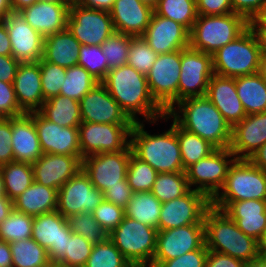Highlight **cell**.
Segmentation results:
<instances>
[{"instance_id": "7402d4cb", "label": "cell", "mask_w": 266, "mask_h": 267, "mask_svg": "<svg viewBox=\"0 0 266 267\" xmlns=\"http://www.w3.org/2000/svg\"><path fill=\"white\" fill-rule=\"evenodd\" d=\"M142 37L158 54L172 53L189 47V31L174 20L154 12Z\"/></svg>"}, {"instance_id": "1f68e13d", "label": "cell", "mask_w": 266, "mask_h": 267, "mask_svg": "<svg viewBox=\"0 0 266 267\" xmlns=\"http://www.w3.org/2000/svg\"><path fill=\"white\" fill-rule=\"evenodd\" d=\"M58 190L34 181L13 200L14 210L30 216H38L57 209Z\"/></svg>"}, {"instance_id": "836d02e7", "label": "cell", "mask_w": 266, "mask_h": 267, "mask_svg": "<svg viewBox=\"0 0 266 267\" xmlns=\"http://www.w3.org/2000/svg\"><path fill=\"white\" fill-rule=\"evenodd\" d=\"M38 112L61 127H79L82 122L79 101L64 95L45 100Z\"/></svg>"}, {"instance_id": "2a66077c", "label": "cell", "mask_w": 266, "mask_h": 267, "mask_svg": "<svg viewBox=\"0 0 266 267\" xmlns=\"http://www.w3.org/2000/svg\"><path fill=\"white\" fill-rule=\"evenodd\" d=\"M140 1L154 8L159 0H140Z\"/></svg>"}, {"instance_id": "8c879c8a", "label": "cell", "mask_w": 266, "mask_h": 267, "mask_svg": "<svg viewBox=\"0 0 266 267\" xmlns=\"http://www.w3.org/2000/svg\"><path fill=\"white\" fill-rule=\"evenodd\" d=\"M12 12L10 0H0V19Z\"/></svg>"}, {"instance_id": "5b68a950", "label": "cell", "mask_w": 266, "mask_h": 267, "mask_svg": "<svg viewBox=\"0 0 266 267\" xmlns=\"http://www.w3.org/2000/svg\"><path fill=\"white\" fill-rule=\"evenodd\" d=\"M248 28V21L241 15H198L189 32V46L212 55L235 40Z\"/></svg>"}, {"instance_id": "ab89813d", "label": "cell", "mask_w": 266, "mask_h": 267, "mask_svg": "<svg viewBox=\"0 0 266 267\" xmlns=\"http://www.w3.org/2000/svg\"><path fill=\"white\" fill-rule=\"evenodd\" d=\"M191 190L186 172L158 173L151 193L161 202L182 197Z\"/></svg>"}, {"instance_id": "003e7915", "label": "cell", "mask_w": 266, "mask_h": 267, "mask_svg": "<svg viewBox=\"0 0 266 267\" xmlns=\"http://www.w3.org/2000/svg\"><path fill=\"white\" fill-rule=\"evenodd\" d=\"M0 267H13L10 243L0 239Z\"/></svg>"}, {"instance_id": "8d00e7d4", "label": "cell", "mask_w": 266, "mask_h": 267, "mask_svg": "<svg viewBox=\"0 0 266 267\" xmlns=\"http://www.w3.org/2000/svg\"><path fill=\"white\" fill-rule=\"evenodd\" d=\"M175 133L180 144L182 164L185 170L199 160L208 157L216 150L208 141L202 139L197 134L185 130L176 122Z\"/></svg>"}, {"instance_id": "11a10c76", "label": "cell", "mask_w": 266, "mask_h": 267, "mask_svg": "<svg viewBox=\"0 0 266 267\" xmlns=\"http://www.w3.org/2000/svg\"><path fill=\"white\" fill-rule=\"evenodd\" d=\"M11 118H0V166L13 162Z\"/></svg>"}, {"instance_id": "9c48e42d", "label": "cell", "mask_w": 266, "mask_h": 267, "mask_svg": "<svg viewBox=\"0 0 266 267\" xmlns=\"http://www.w3.org/2000/svg\"><path fill=\"white\" fill-rule=\"evenodd\" d=\"M236 160L229 148L216 149L186 169L189 186L212 200L223 188L230 166Z\"/></svg>"}, {"instance_id": "2e32d148", "label": "cell", "mask_w": 266, "mask_h": 267, "mask_svg": "<svg viewBox=\"0 0 266 267\" xmlns=\"http://www.w3.org/2000/svg\"><path fill=\"white\" fill-rule=\"evenodd\" d=\"M129 146L126 150L86 156L82 160V169L89 176L95 188L104 193L108 187L121 185L126 180L129 158L132 154Z\"/></svg>"}, {"instance_id": "d6a6232c", "label": "cell", "mask_w": 266, "mask_h": 267, "mask_svg": "<svg viewBox=\"0 0 266 267\" xmlns=\"http://www.w3.org/2000/svg\"><path fill=\"white\" fill-rule=\"evenodd\" d=\"M235 87L247 115L266 112V81L258 73L236 77Z\"/></svg>"}, {"instance_id": "ffe728a7", "label": "cell", "mask_w": 266, "mask_h": 267, "mask_svg": "<svg viewBox=\"0 0 266 267\" xmlns=\"http://www.w3.org/2000/svg\"><path fill=\"white\" fill-rule=\"evenodd\" d=\"M82 122L133 124L117 101L101 83H97L79 101Z\"/></svg>"}, {"instance_id": "44dd1931", "label": "cell", "mask_w": 266, "mask_h": 267, "mask_svg": "<svg viewBox=\"0 0 266 267\" xmlns=\"http://www.w3.org/2000/svg\"><path fill=\"white\" fill-rule=\"evenodd\" d=\"M34 121L43 154L81 157L78 127H61L39 112L28 113Z\"/></svg>"}, {"instance_id": "d590c367", "label": "cell", "mask_w": 266, "mask_h": 267, "mask_svg": "<svg viewBox=\"0 0 266 267\" xmlns=\"http://www.w3.org/2000/svg\"><path fill=\"white\" fill-rule=\"evenodd\" d=\"M3 176L6 196L14 200L22 194L33 182L32 164L24 162H10L0 166Z\"/></svg>"}, {"instance_id": "3957f363", "label": "cell", "mask_w": 266, "mask_h": 267, "mask_svg": "<svg viewBox=\"0 0 266 267\" xmlns=\"http://www.w3.org/2000/svg\"><path fill=\"white\" fill-rule=\"evenodd\" d=\"M167 114L180 127L197 134L216 149L229 148L232 127L206 96L185 98Z\"/></svg>"}, {"instance_id": "60d3db41", "label": "cell", "mask_w": 266, "mask_h": 267, "mask_svg": "<svg viewBox=\"0 0 266 267\" xmlns=\"http://www.w3.org/2000/svg\"><path fill=\"white\" fill-rule=\"evenodd\" d=\"M99 83L83 66L66 68L65 81L59 95L80 101L96 84Z\"/></svg>"}, {"instance_id": "09005b40", "label": "cell", "mask_w": 266, "mask_h": 267, "mask_svg": "<svg viewBox=\"0 0 266 267\" xmlns=\"http://www.w3.org/2000/svg\"><path fill=\"white\" fill-rule=\"evenodd\" d=\"M259 17L266 23V4L264 6L263 11L261 12V14L259 15Z\"/></svg>"}, {"instance_id": "484cf974", "label": "cell", "mask_w": 266, "mask_h": 267, "mask_svg": "<svg viewBox=\"0 0 266 267\" xmlns=\"http://www.w3.org/2000/svg\"><path fill=\"white\" fill-rule=\"evenodd\" d=\"M205 96L214 104L231 127L247 116L236 91L235 78L214 74L209 80Z\"/></svg>"}, {"instance_id": "7bdbcfd3", "label": "cell", "mask_w": 266, "mask_h": 267, "mask_svg": "<svg viewBox=\"0 0 266 267\" xmlns=\"http://www.w3.org/2000/svg\"><path fill=\"white\" fill-rule=\"evenodd\" d=\"M85 267H133L108 238L95 244Z\"/></svg>"}, {"instance_id": "be15d7a7", "label": "cell", "mask_w": 266, "mask_h": 267, "mask_svg": "<svg viewBox=\"0 0 266 267\" xmlns=\"http://www.w3.org/2000/svg\"><path fill=\"white\" fill-rule=\"evenodd\" d=\"M77 4L97 10L110 12L113 8L115 0H74Z\"/></svg>"}, {"instance_id": "4dcf8cb0", "label": "cell", "mask_w": 266, "mask_h": 267, "mask_svg": "<svg viewBox=\"0 0 266 267\" xmlns=\"http://www.w3.org/2000/svg\"><path fill=\"white\" fill-rule=\"evenodd\" d=\"M81 44L66 28L55 34L44 37V61L70 68L77 65Z\"/></svg>"}, {"instance_id": "f5cc1de1", "label": "cell", "mask_w": 266, "mask_h": 267, "mask_svg": "<svg viewBox=\"0 0 266 267\" xmlns=\"http://www.w3.org/2000/svg\"><path fill=\"white\" fill-rule=\"evenodd\" d=\"M24 114L18 104L13 83L0 80V118H14Z\"/></svg>"}, {"instance_id": "2644e50d", "label": "cell", "mask_w": 266, "mask_h": 267, "mask_svg": "<svg viewBox=\"0 0 266 267\" xmlns=\"http://www.w3.org/2000/svg\"><path fill=\"white\" fill-rule=\"evenodd\" d=\"M258 254L259 258L266 260V229L258 240Z\"/></svg>"}, {"instance_id": "91938a15", "label": "cell", "mask_w": 266, "mask_h": 267, "mask_svg": "<svg viewBox=\"0 0 266 267\" xmlns=\"http://www.w3.org/2000/svg\"><path fill=\"white\" fill-rule=\"evenodd\" d=\"M244 261L229 255L208 250L205 267H247Z\"/></svg>"}, {"instance_id": "d6986e66", "label": "cell", "mask_w": 266, "mask_h": 267, "mask_svg": "<svg viewBox=\"0 0 266 267\" xmlns=\"http://www.w3.org/2000/svg\"><path fill=\"white\" fill-rule=\"evenodd\" d=\"M7 28L12 56L19 62H36L43 57L44 37L20 12H10L1 19Z\"/></svg>"}, {"instance_id": "cb8c5ba5", "label": "cell", "mask_w": 266, "mask_h": 267, "mask_svg": "<svg viewBox=\"0 0 266 267\" xmlns=\"http://www.w3.org/2000/svg\"><path fill=\"white\" fill-rule=\"evenodd\" d=\"M266 143V112L247 115L232 127L229 149L236 159H248Z\"/></svg>"}, {"instance_id": "6da1fadb", "label": "cell", "mask_w": 266, "mask_h": 267, "mask_svg": "<svg viewBox=\"0 0 266 267\" xmlns=\"http://www.w3.org/2000/svg\"><path fill=\"white\" fill-rule=\"evenodd\" d=\"M101 83L133 122L154 121L167 114L151 95L146 75L129 64L110 69Z\"/></svg>"}, {"instance_id": "f1b7e54d", "label": "cell", "mask_w": 266, "mask_h": 267, "mask_svg": "<svg viewBox=\"0 0 266 267\" xmlns=\"http://www.w3.org/2000/svg\"><path fill=\"white\" fill-rule=\"evenodd\" d=\"M11 131L14 161L34 164L43 152L33 118L26 113L11 118Z\"/></svg>"}, {"instance_id": "277c9868", "label": "cell", "mask_w": 266, "mask_h": 267, "mask_svg": "<svg viewBox=\"0 0 266 267\" xmlns=\"http://www.w3.org/2000/svg\"><path fill=\"white\" fill-rule=\"evenodd\" d=\"M205 245L208 250L252 264L259 259L258 241L237 226L224 211L212 205L204 215Z\"/></svg>"}, {"instance_id": "f907efd6", "label": "cell", "mask_w": 266, "mask_h": 267, "mask_svg": "<svg viewBox=\"0 0 266 267\" xmlns=\"http://www.w3.org/2000/svg\"><path fill=\"white\" fill-rule=\"evenodd\" d=\"M41 70V83L44 99L47 100L60 93V88L65 81L66 68L57 64L39 60Z\"/></svg>"}, {"instance_id": "d4e9b609", "label": "cell", "mask_w": 266, "mask_h": 267, "mask_svg": "<svg viewBox=\"0 0 266 267\" xmlns=\"http://www.w3.org/2000/svg\"><path fill=\"white\" fill-rule=\"evenodd\" d=\"M13 88L20 109L24 113L40 110L45 99L42 92L39 61L20 62L13 81Z\"/></svg>"}, {"instance_id": "e0dca14e", "label": "cell", "mask_w": 266, "mask_h": 267, "mask_svg": "<svg viewBox=\"0 0 266 267\" xmlns=\"http://www.w3.org/2000/svg\"><path fill=\"white\" fill-rule=\"evenodd\" d=\"M211 200L191 189L182 197L162 203L157 230H168L190 224H204V215Z\"/></svg>"}, {"instance_id": "a7ac6f4b", "label": "cell", "mask_w": 266, "mask_h": 267, "mask_svg": "<svg viewBox=\"0 0 266 267\" xmlns=\"http://www.w3.org/2000/svg\"><path fill=\"white\" fill-rule=\"evenodd\" d=\"M13 209V201L7 196H0V223L10 215Z\"/></svg>"}, {"instance_id": "6125c7cd", "label": "cell", "mask_w": 266, "mask_h": 267, "mask_svg": "<svg viewBox=\"0 0 266 267\" xmlns=\"http://www.w3.org/2000/svg\"><path fill=\"white\" fill-rule=\"evenodd\" d=\"M248 28L254 34L261 54H266V23L258 16L248 21Z\"/></svg>"}, {"instance_id": "83f0119b", "label": "cell", "mask_w": 266, "mask_h": 267, "mask_svg": "<svg viewBox=\"0 0 266 267\" xmlns=\"http://www.w3.org/2000/svg\"><path fill=\"white\" fill-rule=\"evenodd\" d=\"M153 12L140 0H115L110 15L116 32L138 37L147 30Z\"/></svg>"}, {"instance_id": "94428289", "label": "cell", "mask_w": 266, "mask_h": 267, "mask_svg": "<svg viewBox=\"0 0 266 267\" xmlns=\"http://www.w3.org/2000/svg\"><path fill=\"white\" fill-rule=\"evenodd\" d=\"M19 64L12 55H0V80L13 83Z\"/></svg>"}, {"instance_id": "89a4df30", "label": "cell", "mask_w": 266, "mask_h": 267, "mask_svg": "<svg viewBox=\"0 0 266 267\" xmlns=\"http://www.w3.org/2000/svg\"><path fill=\"white\" fill-rule=\"evenodd\" d=\"M36 2H38V0H10L12 11L14 12H19Z\"/></svg>"}, {"instance_id": "4316f807", "label": "cell", "mask_w": 266, "mask_h": 267, "mask_svg": "<svg viewBox=\"0 0 266 267\" xmlns=\"http://www.w3.org/2000/svg\"><path fill=\"white\" fill-rule=\"evenodd\" d=\"M70 3L38 1L19 11L39 34L47 37L67 28Z\"/></svg>"}, {"instance_id": "f35d334b", "label": "cell", "mask_w": 266, "mask_h": 267, "mask_svg": "<svg viewBox=\"0 0 266 267\" xmlns=\"http://www.w3.org/2000/svg\"><path fill=\"white\" fill-rule=\"evenodd\" d=\"M153 11L183 25L189 32L198 17L196 0H159Z\"/></svg>"}, {"instance_id": "c3c4849f", "label": "cell", "mask_w": 266, "mask_h": 267, "mask_svg": "<svg viewBox=\"0 0 266 267\" xmlns=\"http://www.w3.org/2000/svg\"><path fill=\"white\" fill-rule=\"evenodd\" d=\"M158 55L142 36H131L127 64L135 68L138 72L147 75Z\"/></svg>"}, {"instance_id": "7a4b0ae2", "label": "cell", "mask_w": 266, "mask_h": 267, "mask_svg": "<svg viewBox=\"0 0 266 267\" xmlns=\"http://www.w3.org/2000/svg\"><path fill=\"white\" fill-rule=\"evenodd\" d=\"M164 120V121H163ZM169 129L153 132L147 131V125L167 123ZM146 129V130H145ZM130 146L133 154L141 161L148 163L158 173L185 172L182 164L180 144L175 133V121L166 114L154 121L134 122L130 131Z\"/></svg>"}, {"instance_id": "8fae6325", "label": "cell", "mask_w": 266, "mask_h": 267, "mask_svg": "<svg viewBox=\"0 0 266 267\" xmlns=\"http://www.w3.org/2000/svg\"><path fill=\"white\" fill-rule=\"evenodd\" d=\"M67 29L80 44L99 46L115 32L110 12L86 8L74 0L69 7Z\"/></svg>"}, {"instance_id": "b9f144b4", "label": "cell", "mask_w": 266, "mask_h": 267, "mask_svg": "<svg viewBox=\"0 0 266 267\" xmlns=\"http://www.w3.org/2000/svg\"><path fill=\"white\" fill-rule=\"evenodd\" d=\"M33 216L13 211L0 223V239L12 243L32 237Z\"/></svg>"}, {"instance_id": "b9fcfbb0", "label": "cell", "mask_w": 266, "mask_h": 267, "mask_svg": "<svg viewBox=\"0 0 266 267\" xmlns=\"http://www.w3.org/2000/svg\"><path fill=\"white\" fill-rule=\"evenodd\" d=\"M38 1H48V2H55V3H71L72 0H38Z\"/></svg>"}, {"instance_id": "db71d44e", "label": "cell", "mask_w": 266, "mask_h": 267, "mask_svg": "<svg viewBox=\"0 0 266 267\" xmlns=\"http://www.w3.org/2000/svg\"><path fill=\"white\" fill-rule=\"evenodd\" d=\"M208 249L204 244L201 248L185 253L180 257L163 261L158 267H205Z\"/></svg>"}, {"instance_id": "ac0fdd59", "label": "cell", "mask_w": 266, "mask_h": 267, "mask_svg": "<svg viewBox=\"0 0 266 267\" xmlns=\"http://www.w3.org/2000/svg\"><path fill=\"white\" fill-rule=\"evenodd\" d=\"M71 233L68 220L57 210L33 218L31 238L47 250L52 265L56 266L65 257Z\"/></svg>"}, {"instance_id": "7dc6e473", "label": "cell", "mask_w": 266, "mask_h": 267, "mask_svg": "<svg viewBox=\"0 0 266 267\" xmlns=\"http://www.w3.org/2000/svg\"><path fill=\"white\" fill-rule=\"evenodd\" d=\"M77 65L83 66L98 82H102L110 70L99 45L81 44Z\"/></svg>"}, {"instance_id": "11e5206c", "label": "cell", "mask_w": 266, "mask_h": 267, "mask_svg": "<svg viewBox=\"0 0 266 267\" xmlns=\"http://www.w3.org/2000/svg\"><path fill=\"white\" fill-rule=\"evenodd\" d=\"M0 196H6L5 186L1 171H0Z\"/></svg>"}, {"instance_id": "753ad0ef", "label": "cell", "mask_w": 266, "mask_h": 267, "mask_svg": "<svg viewBox=\"0 0 266 267\" xmlns=\"http://www.w3.org/2000/svg\"><path fill=\"white\" fill-rule=\"evenodd\" d=\"M266 81V54H261L257 72Z\"/></svg>"}, {"instance_id": "34e18365", "label": "cell", "mask_w": 266, "mask_h": 267, "mask_svg": "<svg viewBox=\"0 0 266 267\" xmlns=\"http://www.w3.org/2000/svg\"><path fill=\"white\" fill-rule=\"evenodd\" d=\"M247 267H266V260L259 258L255 260L252 264H248Z\"/></svg>"}, {"instance_id": "4fadbf2b", "label": "cell", "mask_w": 266, "mask_h": 267, "mask_svg": "<svg viewBox=\"0 0 266 267\" xmlns=\"http://www.w3.org/2000/svg\"><path fill=\"white\" fill-rule=\"evenodd\" d=\"M178 102L185 98L203 97L214 75L212 55L190 46L181 50Z\"/></svg>"}, {"instance_id": "f546056e", "label": "cell", "mask_w": 266, "mask_h": 267, "mask_svg": "<svg viewBox=\"0 0 266 267\" xmlns=\"http://www.w3.org/2000/svg\"><path fill=\"white\" fill-rule=\"evenodd\" d=\"M238 228L257 241L266 229V200L229 202L223 209Z\"/></svg>"}, {"instance_id": "603a6c76", "label": "cell", "mask_w": 266, "mask_h": 267, "mask_svg": "<svg viewBox=\"0 0 266 267\" xmlns=\"http://www.w3.org/2000/svg\"><path fill=\"white\" fill-rule=\"evenodd\" d=\"M82 157L61 154H43L32 164L34 181L59 190L82 169Z\"/></svg>"}, {"instance_id": "f6af8a7d", "label": "cell", "mask_w": 266, "mask_h": 267, "mask_svg": "<svg viewBox=\"0 0 266 267\" xmlns=\"http://www.w3.org/2000/svg\"><path fill=\"white\" fill-rule=\"evenodd\" d=\"M67 220L73 233L83 236L93 245L108 239L107 231L95 220L92 213L80 212Z\"/></svg>"}, {"instance_id": "6f0895ef", "label": "cell", "mask_w": 266, "mask_h": 267, "mask_svg": "<svg viewBox=\"0 0 266 267\" xmlns=\"http://www.w3.org/2000/svg\"><path fill=\"white\" fill-rule=\"evenodd\" d=\"M233 12L243 16L247 21L258 17L264 9L266 0H230Z\"/></svg>"}, {"instance_id": "bcb514c9", "label": "cell", "mask_w": 266, "mask_h": 267, "mask_svg": "<svg viewBox=\"0 0 266 267\" xmlns=\"http://www.w3.org/2000/svg\"><path fill=\"white\" fill-rule=\"evenodd\" d=\"M130 38V35L115 31L103 42L101 45V50L103 55L106 57L109 69L117 68L127 64Z\"/></svg>"}, {"instance_id": "ba28073f", "label": "cell", "mask_w": 266, "mask_h": 267, "mask_svg": "<svg viewBox=\"0 0 266 267\" xmlns=\"http://www.w3.org/2000/svg\"><path fill=\"white\" fill-rule=\"evenodd\" d=\"M261 51L252 31L247 28L235 40L212 54L214 74L236 78L258 72Z\"/></svg>"}, {"instance_id": "03108f58", "label": "cell", "mask_w": 266, "mask_h": 267, "mask_svg": "<svg viewBox=\"0 0 266 267\" xmlns=\"http://www.w3.org/2000/svg\"><path fill=\"white\" fill-rule=\"evenodd\" d=\"M248 160L256 167L266 171V143L257 149Z\"/></svg>"}, {"instance_id": "816d5d0a", "label": "cell", "mask_w": 266, "mask_h": 267, "mask_svg": "<svg viewBox=\"0 0 266 267\" xmlns=\"http://www.w3.org/2000/svg\"><path fill=\"white\" fill-rule=\"evenodd\" d=\"M92 215L109 234L124 219L125 209L103 199Z\"/></svg>"}, {"instance_id": "30bf717a", "label": "cell", "mask_w": 266, "mask_h": 267, "mask_svg": "<svg viewBox=\"0 0 266 267\" xmlns=\"http://www.w3.org/2000/svg\"><path fill=\"white\" fill-rule=\"evenodd\" d=\"M133 124H106L81 122L79 146L81 157L126 150L130 146V131Z\"/></svg>"}, {"instance_id": "e575fe53", "label": "cell", "mask_w": 266, "mask_h": 267, "mask_svg": "<svg viewBox=\"0 0 266 267\" xmlns=\"http://www.w3.org/2000/svg\"><path fill=\"white\" fill-rule=\"evenodd\" d=\"M162 203L151 192L133 193L125 216L158 229Z\"/></svg>"}, {"instance_id": "681fc988", "label": "cell", "mask_w": 266, "mask_h": 267, "mask_svg": "<svg viewBox=\"0 0 266 267\" xmlns=\"http://www.w3.org/2000/svg\"><path fill=\"white\" fill-rule=\"evenodd\" d=\"M93 246L83 236L72 232L71 237L67 239L65 257L56 266L85 267Z\"/></svg>"}, {"instance_id": "ee69618b", "label": "cell", "mask_w": 266, "mask_h": 267, "mask_svg": "<svg viewBox=\"0 0 266 267\" xmlns=\"http://www.w3.org/2000/svg\"><path fill=\"white\" fill-rule=\"evenodd\" d=\"M157 175L158 172L148 163L133 153L130 155L126 179L133 193L150 192Z\"/></svg>"}, {"instance_id": "e7e4bbea", "label": "cell", "mask_w": 266, "mask_h": 267, "mask_svg": "<svg viewBox=\"0 0 266 267\" xmlns=\"http://www.w3.org/2000/svg\"><path fill=\"white\" fill-rule=\"evenodd\" d=\"M0 55H12L11 42L5 23L0 19Z\"/></svg>"}, {"instance_id": "8992f818", "label": "cell", "mask_w": 266, "mask_h": 267, "mask_svg": "<svg viewBox=\"0 0 266 267\" xmlns=\"http://www.w3.org/2000/svg\"><path fill=\"white\" fill-rule=\"evenodd\" d=\"M252 199L266 200V171L254 166L248 159H236L211 205L222 210L229 202Z\"/></svg>"}, {"instance_id": "9f6ffc18", "label": "cell", "mask_w": 266, "mask_h": 267, "mask_svg": "<svg viewBox=\"0 0 266 267\" xmlns=\"http://www.w3.org/2000/svg\"><path fill=\"white\" fill-rule=\"evenodd\" d=\"M133 192L128 184L127 179L121 181V185L108 187L103 193L104 200L112 202L113 204L126 208L128 201L131 199Z\"/></svg>"}, {"instance_id": "680465c9", "label": "cell", "mask_w": 266, "mask_h": 267, "mask_svg": "<svg viewBox=\"0 0 266 267\" xmlns=\"http://www.w3.org/2000/svg\"><path fill=\"white\" fill-rule=\"evenodd\" d=\"M198 15H224L233 13L230 0H196Z\"/></svg>"}, {"instance_id": "9a60e30c", "label": "cell", "mask_w": 266, "mask_h": 267, "mask_svg": "<svg viewBox=\"0 0 266 267\" xmlns=\"http://www.w3.org/2000/svg\"><path fill=\"white\" fill-rule=\"evenodd\" d=\"M103 199V193L93 186L81 169L58 190L56 210L67 219L80 212L92 213Z\"/></svg>"}, {"instance_id": "5bb4252c", "label": "cell", "mask_w": 266, "mask_h": 267, "mask_svg": "<svg viewBox=\"0 0 266 267\" xmlns=\"http://www.w3.org/2000/svg\"><path fill=\"white\" fill-rule=\"evenodd\" d=\"M205 244L204 224H190L168 230H158L156 252L151 267L201 248Z\"/></svg>"}, {"instance_id": "7c38bea8", "label": "cell", "mask_w": 266, "mask_h": 267, "mask_svg": "<svg viewBox=\"0 0 266 267\" xmlns=\"http://www.w3.org/2000/svg\"><path fill=\"white\" fill-rule=\"evenodd\" d=\"M181 70V50L159 54L146 75L151 95L168 112L178 103Z\"/></svg>"}, {"instance_id": "52a82bcc", "label": "cell", "mask_w": 266, "mask_h": 267, "mask_svg": "<svg viewBox=\"0 0 266 267\" xmlns=\"http://www.w3.org/2000/svg\"><path fill=\"white\" fill-rule=\"evenodd\" d=\"M157 233L156 228L125 216L117 228L108 234V238L133 267H151Z\"/></svg>"}, {"instance_id": "74e56055", "label": "cell", "mask_w": 266, "mask_h": 267, "mask_svg": "<svg viewBox=\"0 0 266 267\" xmlns=\"http://www.w3.org/2000/svg\"><path fill=\"white\" fill-rule=\"evenodd\" d=\"M13 267H51L47 250L34 239L10 243Z\"/></svg>"}]
</instances>
